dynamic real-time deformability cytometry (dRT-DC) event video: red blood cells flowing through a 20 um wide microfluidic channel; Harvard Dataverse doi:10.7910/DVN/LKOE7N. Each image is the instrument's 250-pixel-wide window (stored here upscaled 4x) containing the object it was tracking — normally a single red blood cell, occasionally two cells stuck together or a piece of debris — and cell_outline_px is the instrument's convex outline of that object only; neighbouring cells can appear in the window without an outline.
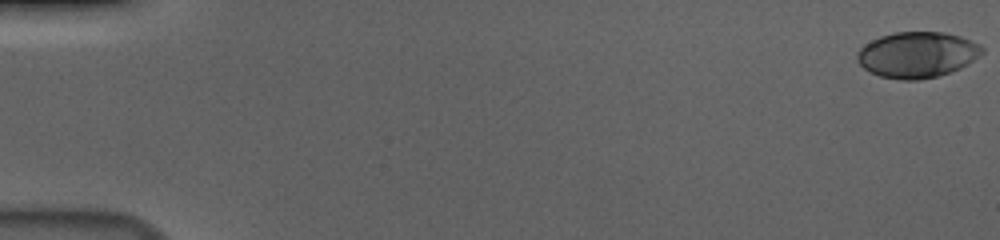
{"species": "human", "species_latin": "Homo sapiens", "temperature_condition": "cold", "stored_images_in_passage": 57, "camera_frame_rate_fps": 3000, "um_per_image_px": 0.085, "donor": {"sex": "male"}, "frame": {"image": 1, "passage_image": 1, "time_ms": 0.0, "image_size_px": [1000, 240], "cell_outline_px": [[984, 52], [980, 56], [968, 64], [960, 68], [936, 76], [916, 80], [900, 80], [880, 76], [864, 68], [856, 60], [856, 52], [864, 44], [880, 36], [896, 32], [944, 32], [960, 36], [980, 44], [984, 48]], "centroid_in_image_um": [77.96, 4.64], "position_along_channel_um": 7.0, "area_um2": 33.41}}
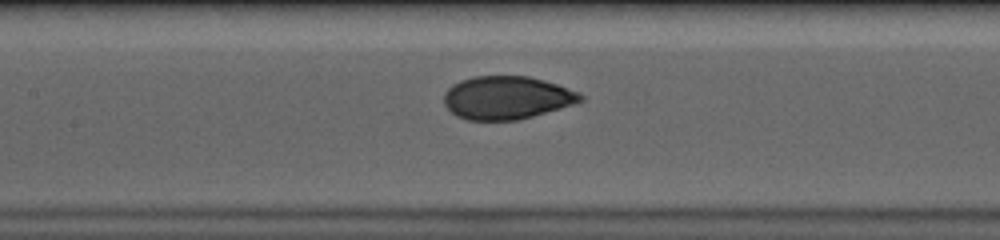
{"frame": {"image": 2, "passage_image": 28, "time_ms": 9.0, "image_size_px": [1000, 240], "cell_outline_px": [[584, 100], [560, 108], [532, 116], [516, 120], [468, 120], [456, 116], [444, 104], [444, 92], [452, 84], [460, 80], [472, 76], [528, 76], [544, 80], [580, 92], [584, 96]], "centroid_in_image_um": [43.05, 8.29], "position_along_channel_um": 164.3, "area_um2": 34.28}}
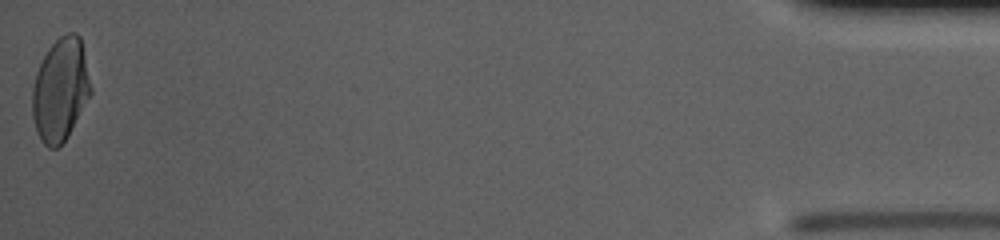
{"frame": {"image": 3, "passage_image": 57, "time_ms": 18.667, "image_size_px": [1000, 240], "cell_outline_px": [[92, 92], [68, 136], [56, 148], [48, 148], [40, 140], [32, 116], [32, 88], [36, 72], [48, 48], [60, 36], [68, 32], [76, 32], [80, 36], [92, 88]], "centroid_in_image_um": [5.13, 7.62], "position_along_channel_um": 430.1, "area_um2": 35.03}, "authors_computed_cell_mechanics": {"area_um2": 34.2754, "velocity_mm_per_s": 3.6906, "shape_relaxation_time_tau1_ms": 4.1588, "shape_relaxation_time_tau2_ms": null, "deformation_change_tau1": 0.1607, "deformation_change_tau2": null}}